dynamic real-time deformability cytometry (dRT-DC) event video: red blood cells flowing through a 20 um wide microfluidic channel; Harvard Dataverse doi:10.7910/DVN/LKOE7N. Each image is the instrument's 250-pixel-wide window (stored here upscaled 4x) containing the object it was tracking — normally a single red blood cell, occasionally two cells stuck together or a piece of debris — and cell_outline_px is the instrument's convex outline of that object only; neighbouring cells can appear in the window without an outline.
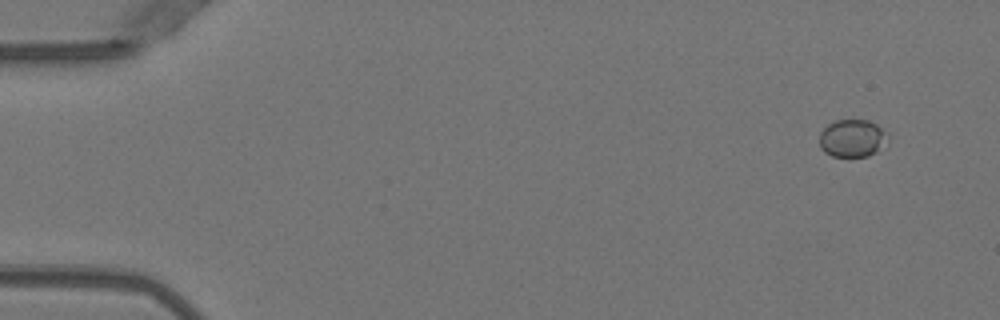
{"species": "Egyptian fruit bat (a non-hibernating species)", "species_latin": "Rousettus aegyptiacus", "temperature_condition": "warm", "stored_images_in_passage": 5, "camera_frame_rate_fps": 3000, "um_per_image_px": 0.085, "animal": {"sex": "female"}, "frame": {"image": 1, "passage_image": 1, "time_ms": 0.0, "image_size_px": [1000, 320], "cell_outline_px": [[892, 136], [888, 144], [876, 152], [868, 156], [832, 156], [824, 152], [820, 148], [820, 132], [828, 124], [836, 120], [868, 120], [876, 124], [888, 132]], "centroid_in_image_um": [72.52, 11.75], "position_along_channel_um": 12.5, "area_um2": 15.37}}
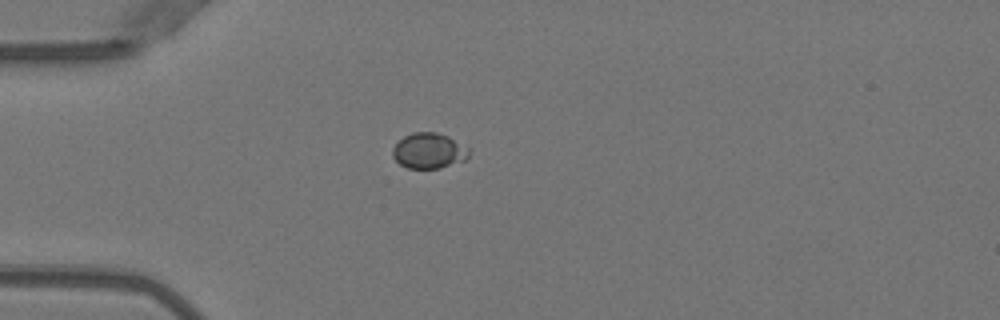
{"frame": {"image": 2, "passage_image": 4, "time_ms": 1.0, "image_size_px": [1000, 320], "cell_outline_px": [[468, 156], [464, 160], [440, 168], [408, 168], [400, 164], [392, 156], [392, 148], [404, 136], [412, 132], [436, 132], [448, 136], [468, 148]], "centroid_in_image_um": [36.42, 12.81], "position_along_channel_um": 48.6, "area_um2": 15.61}}